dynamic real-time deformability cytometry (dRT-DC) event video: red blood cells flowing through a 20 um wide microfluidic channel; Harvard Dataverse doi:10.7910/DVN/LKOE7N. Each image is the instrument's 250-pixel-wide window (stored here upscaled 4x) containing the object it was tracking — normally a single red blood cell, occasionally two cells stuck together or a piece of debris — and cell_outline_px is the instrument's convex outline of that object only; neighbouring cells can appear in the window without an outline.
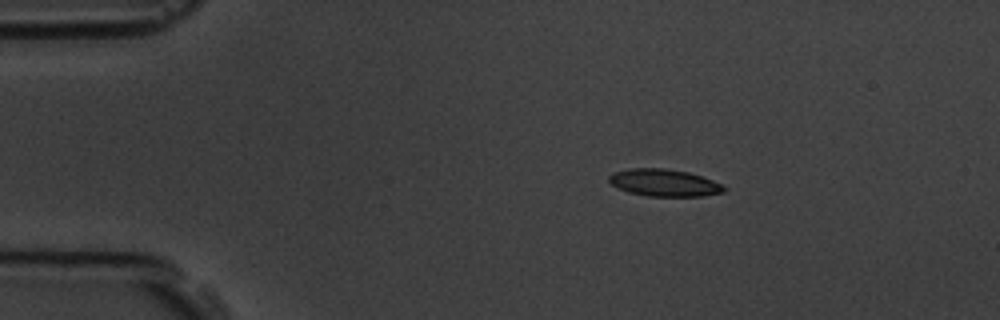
{"species": "common noctule bat (a hibernating species)", "species_latin": "Nyctalus noctula", "temperature_condition": "room temperature", "stored_images_in_passage": 3, "camera_frame_rate_fps": 3000, "um_per_image_px": 0.085, "animal": {"sex": "male", "body_mass_g": 19.5, "forearm_length_mm": 54.6}, "frame": {"image": 1, "passage_image": 2, "time_ms": 1.333, "image_size_px": [1000, 320], "cell_outline_px": [[728, 188], [724, 192], [704, 196], [648, 196], [628, 192], [616, 188], [608, 180], [608, 176], [612, 172], [628, 168], [664, 168], [688, 172], [712, 180]], "centroid_in_image_um": [56.42, 15.53], "position_along_channel_um": 28.6, "area_um2": 18.32}}